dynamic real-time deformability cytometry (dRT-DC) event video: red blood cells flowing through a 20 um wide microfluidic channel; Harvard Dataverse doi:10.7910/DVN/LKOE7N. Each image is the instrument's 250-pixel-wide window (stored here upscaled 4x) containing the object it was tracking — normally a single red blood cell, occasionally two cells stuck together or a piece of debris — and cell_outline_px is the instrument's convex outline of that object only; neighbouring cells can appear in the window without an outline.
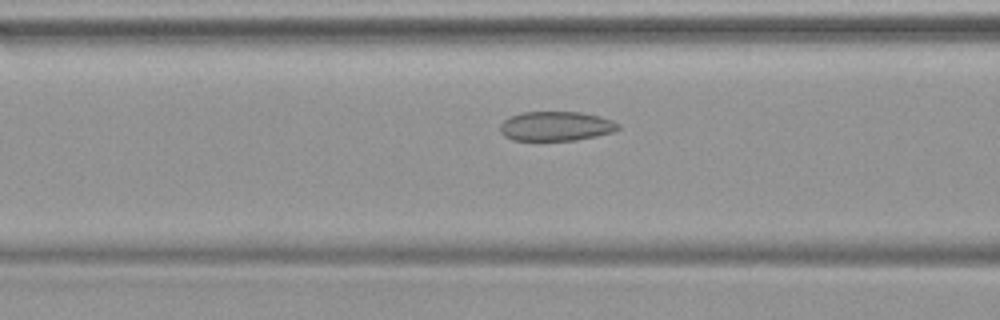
{"species": "common noctule bat (a hibernating species)", "species_latin": "Nyctalus noctula", "temperature_condition": "warm", "stored_images_in_passage": 46, "camera_frame_rate_fps": 3000, "um_per_image_px": 0.085, "animal": {"sex": "female", "body_mass_g": 19.9}, "frame": {"image": 1, "passage_image": 19, "time_ms": 6.0, "image_size_px": [1000, 320], "cell_outline_px": [[620, 128], [612, 132], [596, 136], [576, 140], [512, 140], [504, 136], [500, 132], [500, 124], [508, 116], [520, 112], [580, 112], [600, 116], [612, 120], [620, 124]], "centroid_in_image_um": [47.23, 10.72], "position_along_channel_um": 119.4, "area_um2": 20.4}}
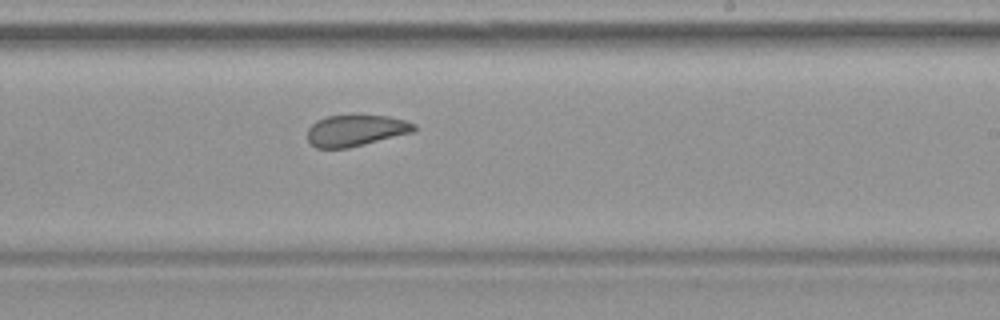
{"frame": {"image": 2, "passage_image": 29, "time_ms": 9.333, "image_size_px": [1000, 320], "cell_outline_px": [[416, 128], [412, 132], [348, 148], [316, 148], [308, 140], [308, 128], [316, 120], [324, 116], [388, 116], [408, 120], [416, 124]], "centroid_in_image_um": [30.23, 11.09], "position_along_channel_um": 258.8, "area_um2": 19.31}}
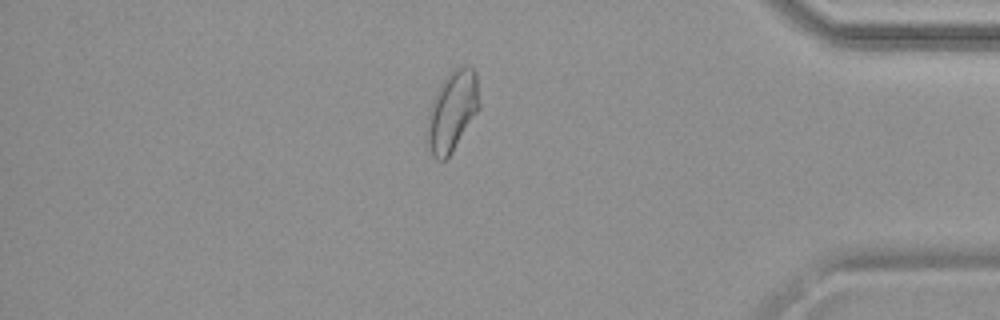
{"frame": {"image": 3, "passage_image": 41, "time_ms": 13.333, "image_size_px": [1000, 320], "cell_outline_px": [[480, 108], [452, 152], [444, 160], [436, 160], [432, 156], [428, 148], [428, 112], [432, 100], [440, 84], [448, 72], [452, 68], [464, 64], [472, 68], [476, 72], [480, 104]], "centroid_in_image_um": [38.45, 9.4], "position_along_channel_um": 396.7, "area_um2": 24.51}}